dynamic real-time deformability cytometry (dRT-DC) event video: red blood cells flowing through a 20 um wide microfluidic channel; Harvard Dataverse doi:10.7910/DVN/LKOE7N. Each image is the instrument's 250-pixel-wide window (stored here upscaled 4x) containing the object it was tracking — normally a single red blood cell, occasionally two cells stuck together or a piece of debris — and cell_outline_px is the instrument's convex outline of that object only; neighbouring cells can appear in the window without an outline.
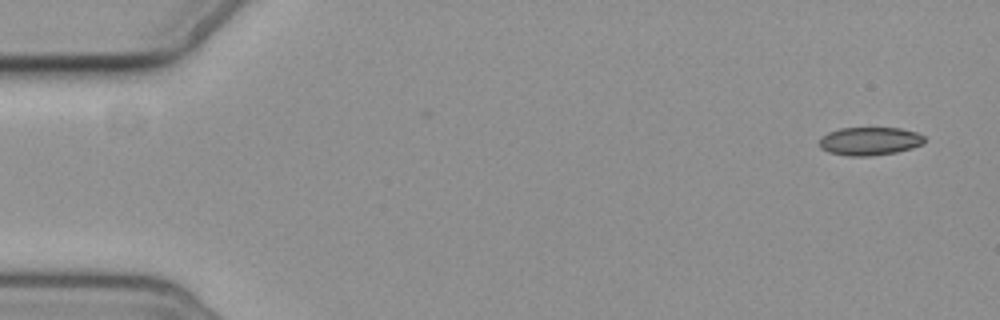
{"species": "common noctule bat (a hibernating species)", "species_latin": "Nyctalus noctula", "temperature_condition": "cold", "stored_images_in_passage": 3, "camera_frame_rate_fps": 3000, "um_per_image_px": 0.085, "animal": {"sex": "female", "body_mass_g": 19.3, "forearm_length_mm": 54.1}, "frame": {"image": 1, "passage_image": 3, "time_ms": 2.333, "image_size_px": [1000, 320], "cell_outline_px": [[924, 144], [912, 148], [896, 152], [872, 156], [848, 156], [828, 152], [820, 148], [820, 140], [828, 132], [840, 128], [900, 128], [916, 132], [924, 136]], "centroid_in_image_um": [73.94, 12.0], "position_along_channel_um": 11.1, "area_um2": 17.28}}